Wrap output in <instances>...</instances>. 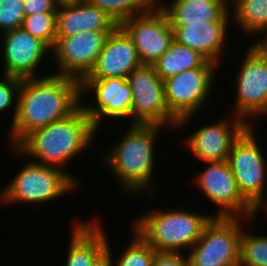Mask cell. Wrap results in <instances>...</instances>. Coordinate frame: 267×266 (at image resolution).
Listing matches in <instances>:
<instances>
[{
  "label": "cell",
  "mask_w": 267,
  "mask_h": 266,
  "mask_svg": "<svg viewBox=\"0 0 267 266\" xmlns=\"http://www.w3.org/2000/svg\"><path fill=\"white\" fill-rule=\"evenodd\" d=\"M155 0L166 13L170 25H186L207 21H232L229 0Z\"/></svg>",
  "instance_id": "ffe728a7"
},
{
  "label": "cell",
  "mask_w": 267,
  "mask_h": 266,
  "mask_svg": "<svg viewBox=\"0 0 267 266\" xmlns=\"http://www.w3.org/2000/svg\"><path fill=\"white\" fill-rule=\"evenodd\" d=\"M245 219V220H244ZM254 218L212 217L200 238L187 252L189 266H239L242 221Z\"/></svg>",
  "instance_id": "8992f818"
},
{
  "label": "cell",
  "mask_w": 267,
  "mask_h": 266,
  "mask_svg": "<svg viewBox=\"0 0 267 266\" xmlns=\"http://www.w3.org/2000/svg\"><path fill=\"white\" fill-rule=\"evenodd\" d=\"M212 217L211 214L194 213L180 207L170 210L157 208L137 217L130 228L156 251L184 252L196 243Z\"/></svg>",
  "instance_id": "277c9868"
},
{
  "label": "cell",
  "mask_w": 267,
  "mask_h": 266,
  "mask_svg": "<svg viewBox=\"0 0 267 266\" xmlns=\"http://www.w3.org/2000/svg\"><path fill=\"white\" fill-rule=\"evenodd\" d=\"M152 65L163 81L189 69L219 67L217 64L208 61L199 52L175 40H173L169 48Z\"/></svg>",
  "instance_id": "7402d4cb"
},
{
  "label": "cell",
  "mask_w": 267,
  "mask_h": 266,
  "mask_svg": "<svg viewBox=\"0 0 267 266\" xmlns=\"http://www.w3.org/2000/svg\"><path fill=\"white\" fill-rule=\"evenodd\" d=\"M2 39L1 56L4 66L3 75L21 79L42 77L37 75L40 65L48 60L51 49L39 38L32 36L23 28H17L0 34ZM49 51V52H48ZM43 60V61H42Z\"/></svg>",
  "instance_id": "9a60e30c"
},
{
  "label": "cell",
  "mask_w": 267,
  "mask_h": 266,
  "mask_svg": "<svg viewBox=\"0 0 267 266\" xmlns=\"http://www.w3.org/2000/svg\"><path fill=\"white\" fill-rule=\"evenodd\" d=\"M21 82L22 79L19 77L5 75H3V78L0 80V114L2 115L1 112L9 111L13 108L11 123H13L16 117L18 93Z\"/></svg>",
  "instance_id": "f1b7e54d"
},
{
  "label": "cell",
  "mask_w": 267,
  "mask_h": 266,
  "mask_svg": "<svg viewBox=\"0 0 267 266\" xmlns=\"http://www.w3.org/2000/svg\"><path fill=\"white\" fill-rule=\"evenodd\" d=\"M260 36L263 35V39H259L253 45H249L248 48L255 53L260 59H262L265 63H267V29L260 30L255 33Z\"/></svg>",
  "instance_id": "1f68e13d"
},
{
  "label": "cell",
  "mask_w": 267,
  "mask_h": 266,
  "mask_svg": "<svg viewBox=\"0 0 267 266\" xmlns=\"http://www.w3.org/2000/svg\"><path fill=\"white\" fill-rule=\"evenodd\" d=\"M142 63L127 33L118 26L111 32L90 73L83 80L127 78Z\"/></svg>",
  "instance_id": "e0dca14e"
},
{
  "label": "cell",
  "mask_w": 267,
  "mask_h": 266,
  "mask_svg": "<svg viewBox=\"0 0 267 266\" xmlns=\"http://www.w3.org/2000/svg\"><path fill=\"white\" fill-rule=\"evenodd\" d=\"M218 68L198 67L164 80L165 102L169 113L178 121L177 129L188 126L209 101Z\"/></svg>",
  "instance_id": "ba28073f"
},
{
  "label": "cell",
  "mask_w": 267,
  "mask_h": 266,
  "mask_svg": "<svg viewBox=\"0 0 267 266\" xmlns=\"http://www.w3.org/2000/svg\"><path fill=\"white\" fill-rule=\"evenodd\" d=\"M265 210L266 212L265 213H267V206H258L256 209H255V214H257L258 213V211L260 210ZM265 215H267V214H265Z\"/></svg>",
  "instance_id": "836d02e7"
},
{
  "label": "cell",
  "mask_w": 267,
  "mask_h": 266,
  "mask_svg": "<svg viewBox=\"0 0 267 266\" xmlns=\"http://www.w3.org/2000/svg\"><path fill=\"white\" fill-rule=\"evenodd\" d=\"M134 237L122 251L114 266H152L156 250L150 246L135 230L131 228ZM117 262V263H116Z\"/></svg>",
  "instance_id": "484cf974"
},
{
  "label": "cell",
  "mask_w": 267,
  "mask_h": 266,
  "mask_svg": "<svg viewBox=\"0 0 267 266\" xmlns=\"http://www.w3.org/2000/svg\"><path fill=\"white\" fill-rule=\"evenodd\" d=\"M90 93L95 97V104L81 102V106L97 130L102 127L100 124L105 122L106 118L120 122L121 119L128 118L132 124V91L127 78L82 80L81 101Z\"/></svg>",
  "instance_id": "7c38bea8"
},
{
  "label": "cell",
  "mask_w": 267,
  "mask_h": 266,
  "mask_svg": "<svg viewBox=\"0 0 267 266\" xmlns=\"http://www.w3.org/2000/svg\"><path fill=\"white\" fill-rule=\"evenodd\" d=\"M74 221L76 223L73 224L69 251H66L65 266H93L107 250L108 235L99 219L90 222Z\"/></svg>",
  "instance_id": "44dd1931"
},
{
  "label": "cell",
  "mask_w": 267,
  "mask_h": 266,
  "mask_svg": "<svg viewBox=\"0 0 267 266\" xmlns=\"http://www.w3.org/2000/svg\"><path fill=\"white\" fill-rule=\"evenodd\" d=\"M120 25L126 19L145 12L155 0H88Z\"/></svg>",
  "instance_id": "cb8c5ba5"
},
{
  "label": "cell",
  "mask_w": 267,
  "mask_h": 266,
  "mask_svg": "<svg viewBox=\"0 0 267 266\" xmlns=\"http://www.w3.org/2000/svg\"><path fill=\"white\" fill-rule=\"evenodd\" d=\"M119 25L106 12L88 0L60 1L56 12V37L82 31H114Z\"/></svg>",
  "instance_id": "ac0fdd59"
},
{
  "label": "cell",
  "mask_w": 267,
  "mask_h": 266,
  "mask_svg": "<svg viewBox=\"0 0 267 266\" xmlns=\"http://www.w3.org/2000/svg\"><path fill=\"white\" fill-rule=\"evenodd\" d=\"M206 168L193 182L204 196L219 208L213 217H244L256 219L255 208L242 196L227 160L206 161Z\"/></svg>",
  "instance_id": "30bf717a"
},
{
  "label": "cell",
  "mask_w": 267,
  "mask_h": 266,
  "mask_svg": "<svg viewBox=\"0 0 267 266\" xmlns=\"http://www.w3.org/2000/svg\"><path fill=\"white\" fill-rule=\"evenodd\" d=\"M96 133L98 130L80 106L69 117L28 133L10 151L17 156L28 155L35 163L64 171L72 159L91 148Z\"/></svg>",
  "instance_id": "7a4b0ae2"
},
{
  "label": "cell",
  "mask_w": 267,
  "mask_h": 266,
  "mask_svg": "<svg viewBox=\"0 0 267 266\" xmlns=\"http://www.w3.org/2000/svg\"><path fill=\"white\" fill-rule=\"evenodd\" d=\"M232 22L250 38L260 30L267 29V0H233Z\"/></svg>",
  "instance_id": "603a6c76"
},
{
  "label": "cell",
  "mask_w": 267,
  "mask_h": 266,
  "mask_svg": "<svg viewBox=\"0 0 267 266\" xmlns=\"http://www.w3.org/2000/svg\"><path fill=\"white\" fill-rule=\"evenodd\" d=\"M244 229L240 241L239 266H267V235L251 234Z\"/></svg>",
  "instance_id": "d4e9b609"
},
{
  "label": "cell",
  "mask_w": 267,
  "mask_h": 266,
  "mask_svg": "<svg viewBox=\"0 0 267 266\" xmlns=\"http://www.w3.org/2000/svg\"><path fill=\"white\" fill-rule=\"evenodd\" d=\"M127 81L132 91V124H156L176 129L178 121L169 113L165 102L164 81L153 65L142 64L135 68Z\"/></svg>",
  "instance_id": "9c48e42d"
},
{
  "label": "cell",
  "mask_w": 267,
  "mask_h": 266,
  "mask_svg": "<svg viewBox=\"0 0 267 266\" xmlns=\"http://www.w3.org/2000/svg\"><path fill=\"white\" fill-rule=\"evenodd\" d=\"M231 22L204 21L170 26L173 28L175 41L199 52L208 61L220 66L219 62L222 59L221 56H223L221 53L225 51L226 45H228L226 44L228 42L226 38L229 29L227 28H230Z\"/></svg>",
  "instance_id": "d6986e66"
},
{
  "label": "cell",
  "mask_w": 267,
  "mask_h": 266,
  "mask_svg": "<svg viewBox=\"0 0 267 266\" xmlns=\"http://www.w3.org/2000/svg\"><path fill=\"white\" fill-rule=\"evenodd\" d=\"M234 80L236 96L231 114L250 126L252 117L267 114V63L247 48ZM250 118V119H249ZM248 119L249 121H246Z\"/></svg>",
  "instance_id": "5bb4252c"
},
{
  "label": "cell",
  "mask_w": 267,
  "mask_h": 266,
  "mask_svg": "<svg viewBox=\"0 0 267 266\" xmlns=\"http://www.w3.org/2000/svg\"><path fill=\"white\" fill-rule=\"evenodd\" d=\"M107 241V250L97 259L93 266H114L113 251L111 250L109 240Z\"/></svg>",
  "instance_id": "d6a6232c"
},
{
  "label": "cell",
  "mask_w": 267,
  "mask_h": 266,
  "mask_svg": "<svg viewBox=\"0 0 267 266\" xmlns=\"http://www.w3.org/2000/svg\"><path fill=\"white\" fill-rule=\"evenodd\" d=\"M259 206H267V200L265 201V203L259 205Z\"/></svg>",
  "instance_id": "e575fe53"
},
{
  "label": "cell",
  "mask_w": 267,
  "mask_h": 266,
  "mask_svg": "<svg viewBox=\"0 0 267 266\" xmlns=\"http://www.w3.org/2000/svg\"><path fill=\"white\" fill-rule=\"evenodd\" d=\"M81 102V81L75 78L43 74L22 79L7 143L15 147L28 133L69 117Z\"/></svg>",
  "instance_id": "6da1fadb"
},
{
  "label": "cell",
  "mask_w": 267,
  "mask_h": 266,
  "mask_svg": "<svg viewBox=\"0 0 267 266\" xmlns=\"http://www.w3.org/2000/svg\"><path fill=\"white\" fill-rule=\"evenodd\" d=\"M133 41L142 64L152 65L174 40L166 13L154 2L145 12L119 25Z\"/></svg>",
  "instance_id": "8fae6325"
},
{
  "label": "cell",
  "mask_w": 267,
  "mask_h": 266,
  "mask_svg": "<svg viewBox=\"0 0 267 266\" xmlns=\"http://www.w3.org/2000/svg\"><path fill=\"white\" fill-rule=\"evenodd\" d=\"M183 252L156 251L152 266H189L188 255Z\"/></svg>",
  "instance_id": "f546056e"
},
{
  "label": "cell",
  "mask_w": 267,
  "mask_h": 266,
  "mask_svg": "<svg viewBox=\"0 0 267 266\" xmlns=\"http://www.w3.org/2000/svg\"><path fill=\"white\" fill-rule=\"evenodd\" d=\"M226 118L200 126L185 138L184 147L193 157L202 162L227 160L233 143L250 125L235 115Z\"/></svg>",
  "instance_id": "2e32d148"
},
{
  "label": "cell",
  "mask_w": 267,
  "mask_h": 266,
  "mask_svg": "<svg viewBox=\"0 0 267 266\" xmlns=\"http://www.w3.org/2000/svg\"><path fill=\"white\" fill-rule=\"evenodd\" d=\"M24 0H0V34L22 26Z\"/></svg>",
  "instance_id": "83f0119b"
},
{
  "label": "cell",
  "mask_w": 267,
  "mask_h": 266,
  "mask_svg": "<svg viewBox=\"0 0 267 266\" xmlns=\"http://www.w3.org/2000/svg\"><path fill=\"white\" fill-rule=\"evenodd\" d=\"M253 127L233 143L227 162L242 196L256 209L267 200V160Z\"/></svg>",
  "instance_id": "52a82bcc"
},
{
  "label": "cell",
  "mask_w": 267,
  "mask_h": 266,
  "mask_svg": "<svg viewBox=\"0 0 267 266\" xmlns=\"http://www.w3.org/2000/svg\"><path fill=\"white\" fill-rule=\"evenodd\" d=\"M113 31H82L73 36L56 37L51 49L57 75L82 81L93 69L108 35Z\"/></svg>",
  "instance_id": "4fadbf2b"
},
{
  "label": "cell",
  "mask_w": 267,
  "mask_h": 266,
  "mask_svg": "<svg viewBox=\"0 0 267 266\" xmlns=\"http://www.w3.org/2000/svg\"><path fill=\"white\" fill-rule=\"evenodd\" d=\"M60 0H24L25 16L38 13H56Z\"/></svg>",
  "instance_id": "4dcf8cb0"
},
{
  "label": "cell",
  "mask_w": 267,
  "mask_h": 266,
  "mask_svg": "<svg viewBox=\"0 0 267 266\" xmlns=\"http://www.w3.org/2000/svg\"><path fill=\"white\" fill-rule=\"evenodd\" d=\"M122 140L104 156V165L122 185L126 194L155 195L158 191L152 179L157 137L164 126L156 124H129ZM162 128V129H161ZM161 131V132H160ZM128 192V193H127Z\"/></svg>",
  "instance_id": "3957f363"
},
{
  "label": "cell",
  "mask_w": 267,
  "mask_h": 266,
  "mask_svg": "<svg viewBox=\"0 0 267 266\" xmlns=\"http://www.w3.org/2000/svg\"><path fill=\"white\" fill-rule=\"evenodd\" d=\"M21 28L39 38L50 49L54 47L56 42V13H38L25 16Z\"/></svg>",
  "instance_id": "4316f807"
},
{
  "label": "cell",
  "mask_w": 267,
  "mask_h": 266,
  "mask_svg": "<svg viewBox=\"0 0 267 266\" xmlns=\"http://www.w3.org/2000/svg\"><path fill=\"white\" fill-rule=\"evenodd\" d=\"M13 180L0 190V204H38L55 201L78 187L74 175L53 166L27 162Z\"/></svg>",
  "instance_id": "5b68a950"
}]
</instances>
